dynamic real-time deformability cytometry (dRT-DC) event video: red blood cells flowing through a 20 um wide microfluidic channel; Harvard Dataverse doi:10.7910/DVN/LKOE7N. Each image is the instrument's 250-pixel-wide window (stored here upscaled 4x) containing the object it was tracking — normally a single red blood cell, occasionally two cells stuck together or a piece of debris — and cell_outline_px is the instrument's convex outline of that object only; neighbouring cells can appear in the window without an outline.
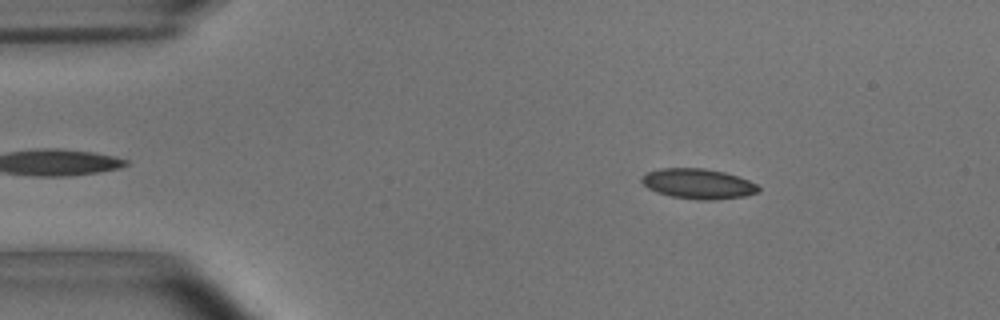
{"species": "common noctule bat (a hibernating species)", "species_latin": "Nyctalus noctula", "temperature_condition": "room temperature", "stored_images_in_passage": 51, "camera_frame_rate_fps": 3000, "um_per_image_px": 0.085, "animal": {"sex": "male", "body_mass_g": 15.6}, "frame": {"image": 1, "passage_image": 6, "time_ms": 1.667, "image_size_px": [1000, 320], "cell_outline_px": [[760, 192], [744, 196], [716, 200], [696, 200], [672, 196], [656, 192], [648, 188], [640, 180], [648, 172], [660, 168], [704, 168], [724, 172], [748, 180], [756, 184], [760, 188]], "centroid_in_image_um": [59.36, 15.63], "position_along_channel_um": 25.6, "area_um2": 20.46}}
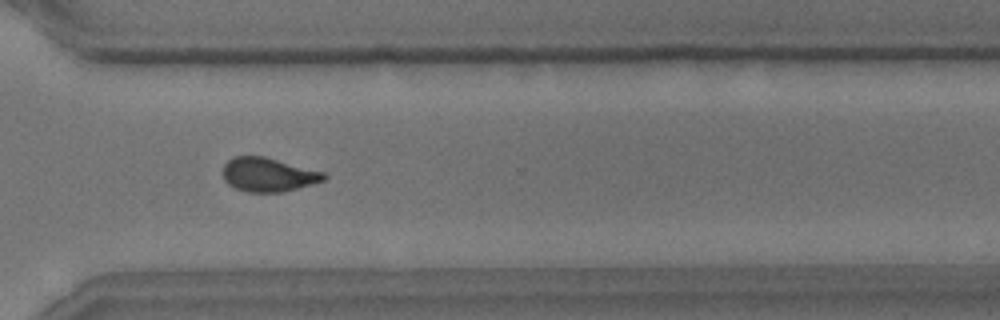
{"frame": {"image": 2, "passage_image": 37, "time_ms": 12.0, "image_size_px": [1000, 320], "cell_outline_px": [[328, 176], [324, 180], [312, 184], [280, 192], [248, 192], [236, 188], [228, 184], [224, 180], [224, 164], [228, 160], [236, 156], [264, 156], [324, 172]], "centroid_in_image_um": [22.8, 14.84], "position_along_channel_um": 347.8, "area_um2": 19.77}}
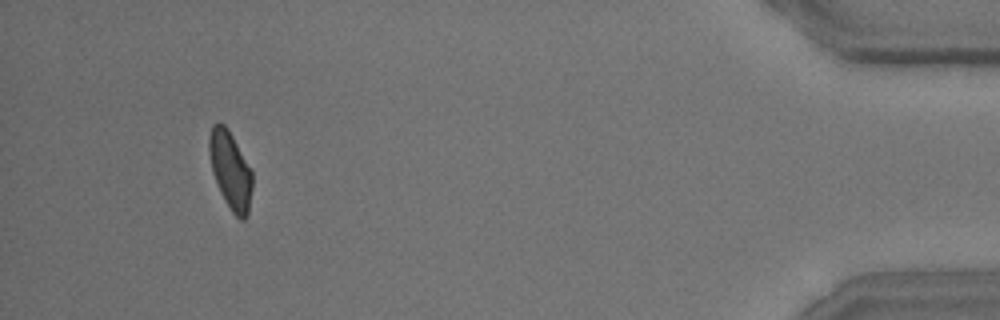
{"frame": {"image": 3, "passage_image": 48, "time_ms": 15.667, "image_size_px": [1000, 320], "cell_outline_px": [[252, 188], [248, 216], [244, 220], [240, 220], [232, 212], [224, 200], [220, 192], [212, 172], [208, 152], [208, 136], [212, 124], [216, 120], [224, 124], [228, 128], [252, 172]], "centroid_in_image_um": [19.56, 14.45], "position_along_channel_um": 415.6, "area_um2": 19.77}, "authors_computed_cell_mechanics": {"area_um2": 20.1144, "velocity_mm_per_s": 3.7051, "shape_relaxation_time_tau1_ms": 4.0997, "shape_relaxation_time_tau2_ms": 1.5598, "deformation_change_tau1": 0.1155, "deformation_change_tau2": 0.0768}}